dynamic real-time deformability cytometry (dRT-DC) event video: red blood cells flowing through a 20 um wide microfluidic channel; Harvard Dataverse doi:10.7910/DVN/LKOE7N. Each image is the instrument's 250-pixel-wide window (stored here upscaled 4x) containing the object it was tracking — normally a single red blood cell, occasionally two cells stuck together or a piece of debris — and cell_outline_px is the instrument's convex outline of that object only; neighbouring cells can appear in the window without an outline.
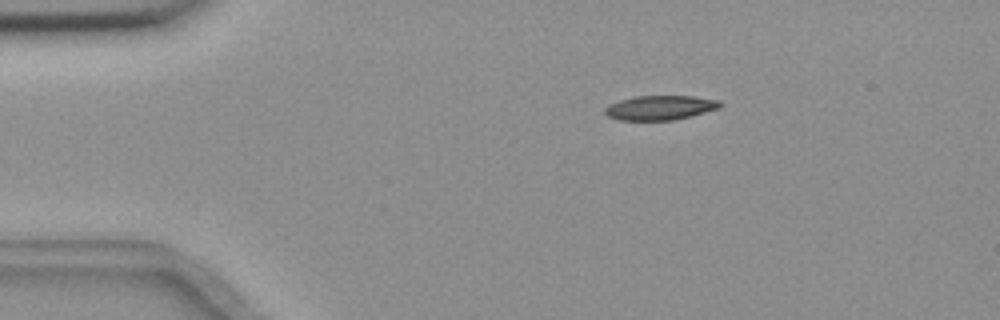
{"species": "common noctule bat (a hibernating species)", "species_latin": "Nyctalus noctula", "temperature_condition": "room temperature", "stored_images_in_passage": 5, "camera_frame_rate_fps": 3000, "um_per_image_px": 0.085, "animal": {"sex": "female", "body_mass_g": 18.4}, "frame": {"image": 1, "passage_image": 2, "time_ms": 0.333, "image_size_px": [1000, 320], "cell_outline_px": [[724, 104], [720, 108], [676, 120], [616, 120], [608, 116], [604, 112], [604, 108], [608, 104], [620, 100], [636, 96], [696, 96], [720, 100]], "centroid_in_image_um": [56.13, 9.15], "position_along_channel_um": 28.9, "area_um2": 16.65}}
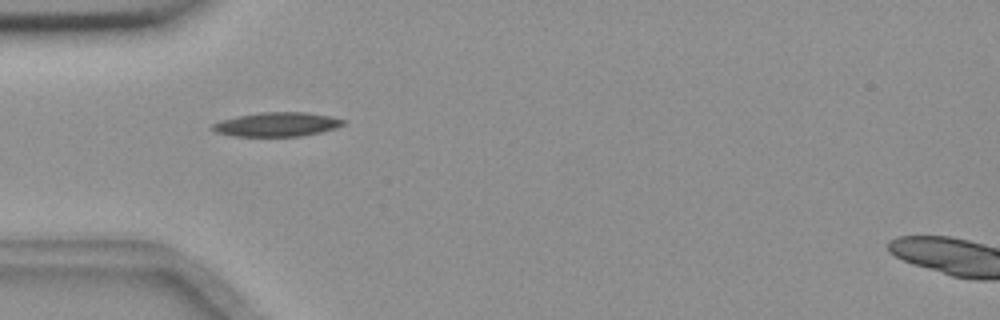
{"frame": {"image": 2, "passage_image": 4, "time_ms": 1.0, "image_size_px": [1000, 320], "cell_outline_px": [[348, 120], [344, 124], [336, 128], [320, 132], [300, 136], [232, 136], [216, 132], [208, 128], [212, 124], [220, 120], [260, 112], [308, 112], [332, 116]], "centroid_in_image_um": [23.55, 10.57], "position_along_channel_um": 61.4, "area_um2": 18.55}}